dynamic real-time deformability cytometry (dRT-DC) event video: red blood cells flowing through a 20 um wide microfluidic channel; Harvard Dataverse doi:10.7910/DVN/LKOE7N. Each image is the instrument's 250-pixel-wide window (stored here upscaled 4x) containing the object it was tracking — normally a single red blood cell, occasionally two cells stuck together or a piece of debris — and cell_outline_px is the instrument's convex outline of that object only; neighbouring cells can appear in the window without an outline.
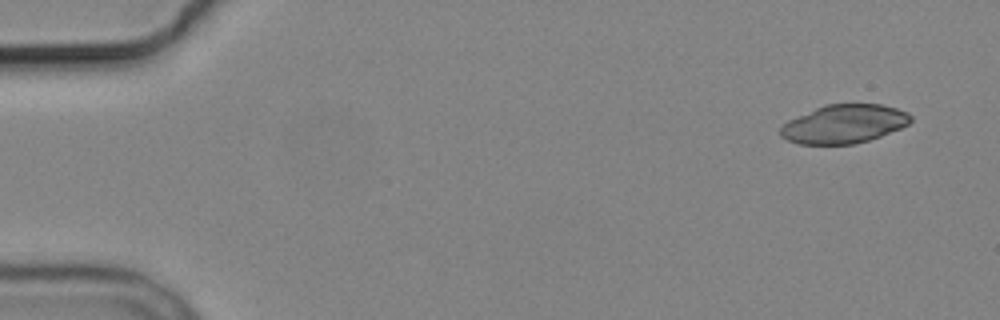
{"species": "common noctule bat (a hibernating species)", "species_latin": "Nyctalus noctula", "temperature_condition": "cold", "stored_images_in_passage": 6, "camera_frame_rate_fps": 3000, "um_per_image_px": 0.085, "animal": {"sex": "male", "body_mass_g": 19.2, "forearm_length_mm": 51.8}, "frame": {"image": 1, "passage_image": 1, "time_ms": 0.0, "image_size_px": [1000, 320], "cell_outline_px": [[912, 120], [908, 124], [900, 128], [880, 136], [868, 140], [852, 144], [796, 144], [780, 136], [780, 128], [788, 120], [824, 104], [880, 104], [896, 108], [908, 112], [912, 116]], "centroid_in_image_um": [71.73, 10.53], "position_along_channel_um": 13.3, "area_um2": 29.25}}